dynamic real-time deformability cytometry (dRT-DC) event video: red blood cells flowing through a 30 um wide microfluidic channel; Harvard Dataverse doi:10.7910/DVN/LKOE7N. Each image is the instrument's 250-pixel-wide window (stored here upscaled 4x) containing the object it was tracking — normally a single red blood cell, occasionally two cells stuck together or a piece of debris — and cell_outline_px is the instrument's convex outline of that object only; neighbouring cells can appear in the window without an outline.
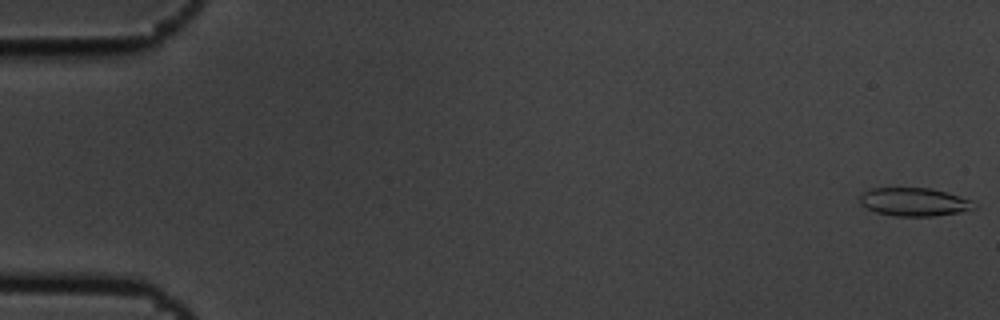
{"species": "common noctule bat (a hibernating species)", "species_latin": "Nyctalus noctula", "temperature_condition": "cold", "stored_images_in_passage": 5, "camera_frame_rate_fps": 3000, "um_per_image_px": 0.085, "animal": {"sex": "male", "body_mass_g": 19.5, "forearm_length_mm": 54.6}, "frame": {"image": 1, "passage_image": 1, "time_ms": 0.0, "image_size_px": [1000, 320], "cell_outline_px": [[976, 208], [960, 212], [932, 216], [896, 216], [876, 212], [860, 204], [860, 192], [872, 188], [932, 188], [972, 200], [976, 204]], "centroid_in_image_um": [77.69, 17.16], "position_along_channel_um": 7.3, "area_um2": 18.84}}
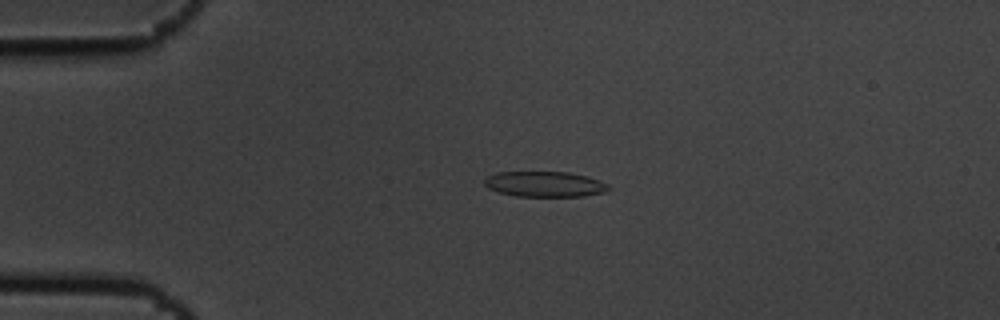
{"frame": {"image": 2, "passage_image": 4, "time_ms": 1.0, "image_size_px": [1000, 320], "cell_outline_px": [[612, 188], [604, 192], [584, 196], [516, 196], [500, 192], [488, 188], [484, 184], [484, 180], [488, 176], [496, 172], [568, 172], [588, 176], [600, 180], [608, 184]], "centroid_in_image_um": [46.34, 15.65], "position_along_channel_um": 38.7, "area_um2": 18.44}}